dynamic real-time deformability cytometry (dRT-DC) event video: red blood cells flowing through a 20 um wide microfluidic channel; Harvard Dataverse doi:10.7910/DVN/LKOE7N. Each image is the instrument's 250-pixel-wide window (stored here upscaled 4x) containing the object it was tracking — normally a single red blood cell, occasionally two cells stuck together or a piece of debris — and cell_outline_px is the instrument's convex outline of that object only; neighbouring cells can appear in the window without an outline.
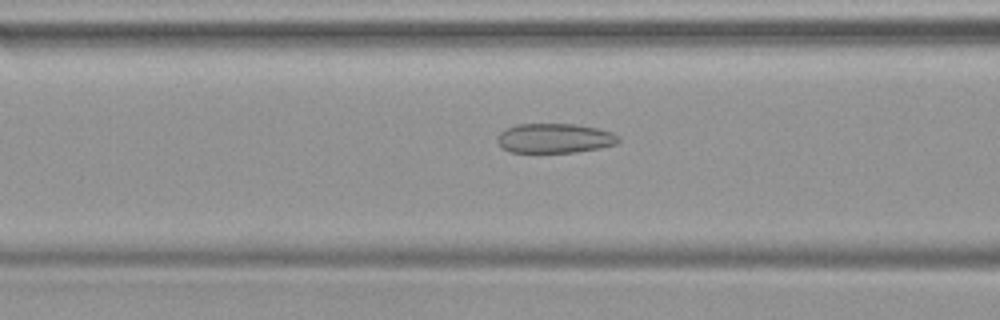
{"species": "common noctule bat (a hibernating species)", "species_latin": "Nyctalus noctula", "temperature_condition": "warm", "stored_images_in_passage": 47, "camera_frame_rate_fps": 3000, "um_per_image_px": 0.085, "animal": {"sex": "female", "body_mass_g": 19.9}, "frame": {"image": 1, "passage_image": 19, "time_ms": 6.0, "image_size_px": [1000, 320], "cell_outline_px": [[620, 140], [616, 144], [600, 148], [576, 152], [508, 152], [500, 148], [496, 140], [500, 132], [516, 124], [576, 124], [596, 128], [612, 132], [620, 136]], "centroid_in_image_um": [47.13, 11.75], "position_along_channel_um": 119.5, "area_um2": 21.04}}
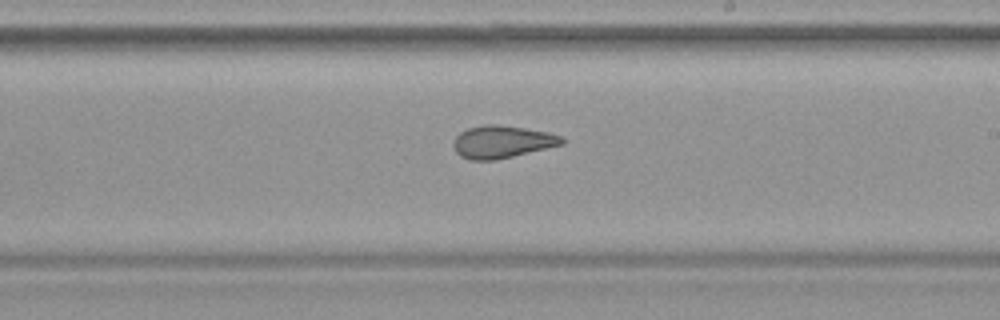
{"frame": {"image": 2, "passage_image": 28, "time_ms": 9.0, "image_size_px": [1000, 320], "cell_outline_px": [[564, 144], [496, 160], [472, 160], [460, 156], [456, 152], [452, 144], [456, 136], [460, 132], [468, 128], [484, 124], [496, 124], [524, 128], [548, 132], [564, 136]], "centroid_in_image_um": [42.68, 12.05], "position_along_channel_um": 246.3, "area_um2": 20.58}}
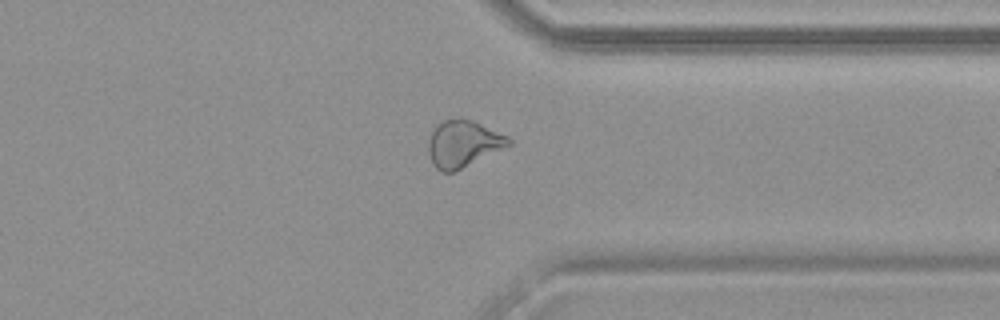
{"frame": {"image": 3, "passage_image": 37, "time_ms": 12.0, "image_size_px": [1000, 320], "cell_outline_px": [[512, 144], [504, 148], [452, 172], [440, 172], [432, 164], [428, 152], [428, 140], [436, 124], [444, 120], [460, 116], [480, 124], [508, 136], [512, 140]], "centroid_in_image_um": [39.33, 12.2], "position_along_channel_um": 372.1, "area_um2": 21.79}}